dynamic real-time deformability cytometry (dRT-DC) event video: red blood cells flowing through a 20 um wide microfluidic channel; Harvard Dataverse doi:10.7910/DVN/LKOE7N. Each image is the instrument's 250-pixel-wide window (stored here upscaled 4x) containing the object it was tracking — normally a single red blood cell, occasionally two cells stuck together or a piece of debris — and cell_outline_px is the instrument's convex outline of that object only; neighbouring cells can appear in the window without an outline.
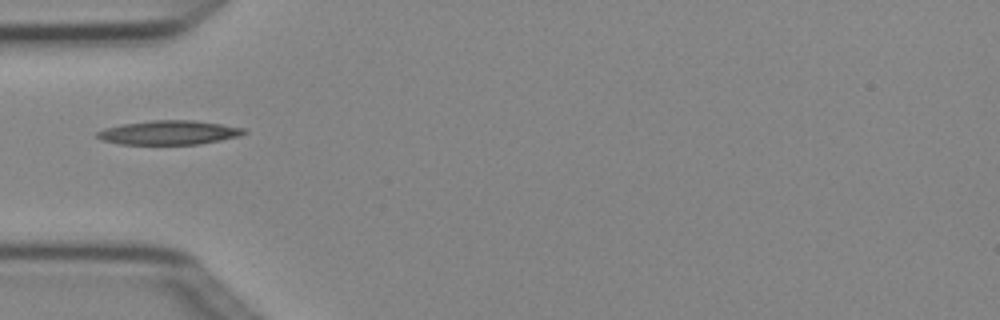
{"species": "Egyptian fruit bat (a non-hibernating species)", "species_latin": "Rousettus aegyptiacus", "temperature_condition": "cold", "stored_images_in_passage": 6, "camera_frame_rate_fps": 3000, "um_per_image_px": 0.085, "animal": {"sex": "female"}, "frame": {"image": 1, "passage_image": 6, "time_ms": 1.667, "image_size_px": [1000, 320], "cell_outline_px": [[248, 132], [240, 136], [200, 144], [120, 144], [100, 140], [96, 136], [96, 132], [104, 128], [124, 124], [152, 120], [192, 120], [220, 124], [244, 128]], "centroid_in_image_um": [14.35, 11.27], "position_along_channel_um": 70.7, "area_um2": 20.58}}